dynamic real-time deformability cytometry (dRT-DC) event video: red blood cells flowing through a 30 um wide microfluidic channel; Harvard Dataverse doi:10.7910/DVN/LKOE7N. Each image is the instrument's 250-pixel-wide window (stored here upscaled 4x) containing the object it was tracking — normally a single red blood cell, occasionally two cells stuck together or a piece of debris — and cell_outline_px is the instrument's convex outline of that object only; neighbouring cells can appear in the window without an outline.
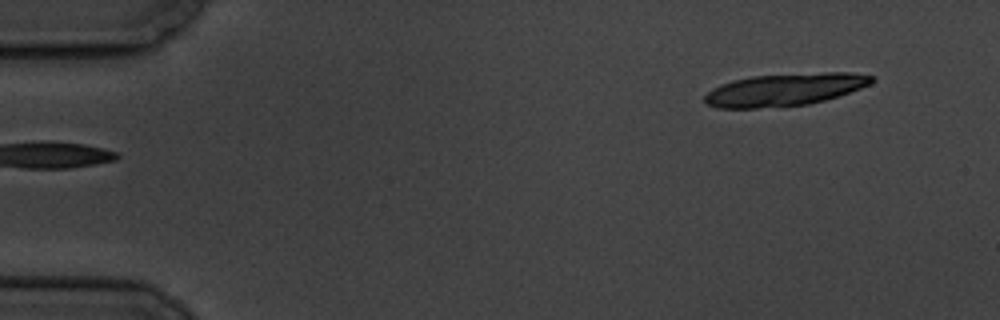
{"species": "common noctule bat (a hibernating species)", "species_latin": "Nyctalus noctula", "temperature_condition": "cold", "stored_images_in_passage": 6, "camera_frame_rate_fps": 3000, "um_per_image_px": 0.085, "animal": {"sex": "male", "body_mass_g": 19.5, "forearm_length_mm": 54.6}, "frame": {"image": 1, "passage_image": 6, "time_ms": 5.667, "image_size_px": [1000, 320], "cell_outline_px": [[876, 80], [872, 84], [824, 100], [808, 104], [756, 108], [716, 108], [708, 104], [704, 100], [704, 96], [712, 88], [720, 84], [732, 80], [752, 76], [824, 72], [848, 72], [876, 76]], "centroid_in_image_um": [66.7, 7.6], "position_along_channel_um": 18.3, "area_um2": 31.56}}